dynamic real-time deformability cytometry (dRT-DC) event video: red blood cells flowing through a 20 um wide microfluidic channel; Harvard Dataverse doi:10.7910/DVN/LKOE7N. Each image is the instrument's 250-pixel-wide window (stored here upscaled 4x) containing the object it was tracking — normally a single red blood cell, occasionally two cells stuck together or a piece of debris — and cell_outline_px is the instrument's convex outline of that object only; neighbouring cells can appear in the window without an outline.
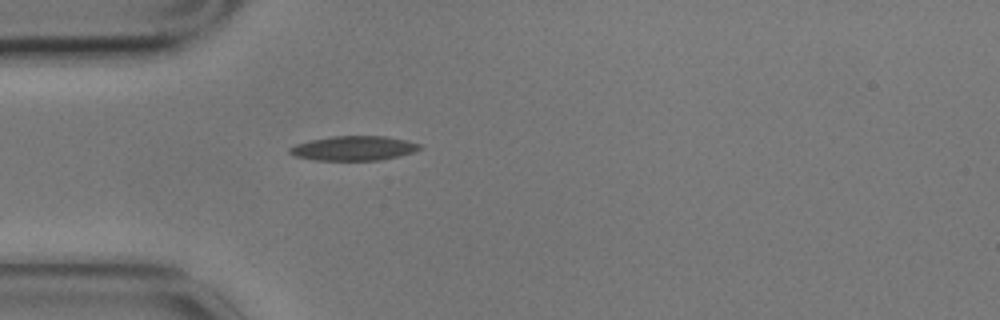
{"species": "common noctule bat (a hibernating species)", "species_latin": "Nyctalus noctula", "temperature_condition": "cold", "stored_images_in_passage": 11, "camera_frame_rate_fps": 3000, "um_per_image_px": 0.085, "animal": {"sex": "male", "body_mass_g": 17.9}, "frame": {"image": 1, "passage_image": 1, "time_ms": 0.0, "image_size_px": [1000, 320], "cell_outline_px": [[424, 148], [412, 152], [380, 160], [316, 160], [296, 156], [288, 152], [288, 148], [296, 144], [312, 140], [332, 136], [384, 136], [408, 140], [420, 144]], "centroid_in_image_um": [30.08, 12.59], "position_along_channel_um": 54.9, "area_um2": 18.44}}